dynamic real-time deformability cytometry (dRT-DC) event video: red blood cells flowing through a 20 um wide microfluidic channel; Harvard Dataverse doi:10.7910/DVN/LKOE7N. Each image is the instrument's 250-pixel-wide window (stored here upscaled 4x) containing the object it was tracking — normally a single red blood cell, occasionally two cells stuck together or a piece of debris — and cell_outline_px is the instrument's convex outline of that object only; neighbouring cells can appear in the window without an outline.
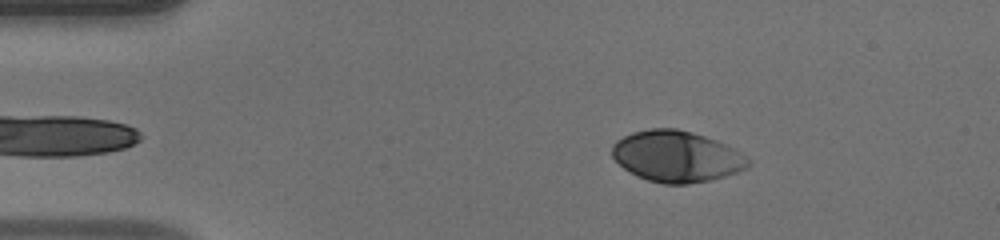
{"species": "human", "species_latin": "Homo sapiens", "temperature_condition": "warm", "stored_images_in_passage": 45, "camera_frame_rate_fps": 3000, "um_per_image_px": 0.085, "donor": {"sex": "male"}, "frame": {"image": 1, "passage_image": 4, "time_ms": 1.0, "image_size_px": [1000, 240], "cell_outline_px": [[752, 164], [736, 172], [712, 180], [688, 184], [664, 184], [648, 180], [624, 168], [612, 156], [612, 144], [616, 140], [632, 132], [648, 128], [676, 128], [692, 132], [716, 140], [732, 148], [752, 160]], "centroid_in_image_um": [57.51, 13.29], "position_along_channel_um": 27.5, "area_um2": 40.4}}
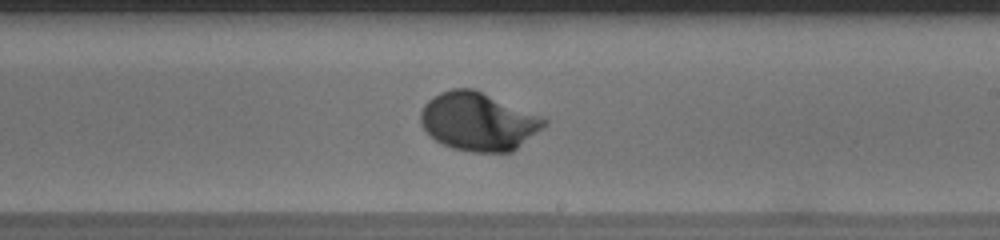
{"frame": {"image": 2, "passage_image": 25, "time_ms": 8.0, "image_size_px": [1000, 240], "cell_outline_px": [[548, 124], [512, 152], [472, 152], [452, 148], [436, 140], [420, 124], [420, 112], [424, 104], [432, 96], [440, 92], [452, 88], [472, 88], [540, 116], [548, 120]], "centroid_in_image_um": [40.64, 10.33], "position_along_channel_um": 248.4, "area_um2": 41.62}}
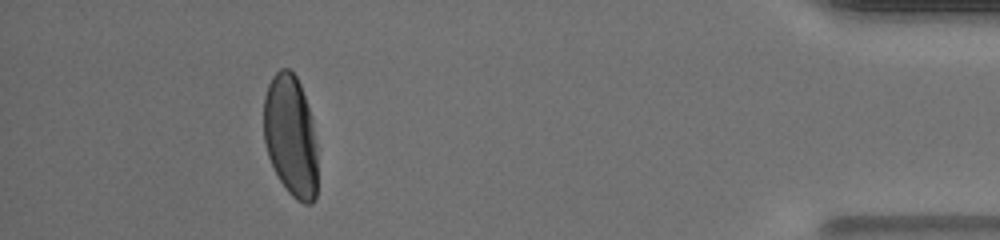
{"frame": {"image": 3, "passage_image": 41, "time_ms": 13.333, "image_size_px": [1000, 240], "cell_outline_px": [[316, 200], [312, 204], [304, 204], [296, 200], [288, 192], [280, 180], [268, 156], [264, 140], [264, 96], [268, 84], [272, 76], [280, 68], [288, 68], [296, 76], [300, 84], [312, 120], [316, 144]], "centroid_in_image_um": [24.7, 11.56], "position_along_channel_um": 410.5, "area_um2": 38.09}, "authors_computed_cell_mechanics": {"area_um2": 39.9976, "velocity_mm_per_s": 4.0974, "shape_relaxation_time_tau1_ms": 2.2884, "shape_relaxation_time_tau2_ms": null, "deformation_change_tau1": 0.1628, "deformation_change_tau2": null}}